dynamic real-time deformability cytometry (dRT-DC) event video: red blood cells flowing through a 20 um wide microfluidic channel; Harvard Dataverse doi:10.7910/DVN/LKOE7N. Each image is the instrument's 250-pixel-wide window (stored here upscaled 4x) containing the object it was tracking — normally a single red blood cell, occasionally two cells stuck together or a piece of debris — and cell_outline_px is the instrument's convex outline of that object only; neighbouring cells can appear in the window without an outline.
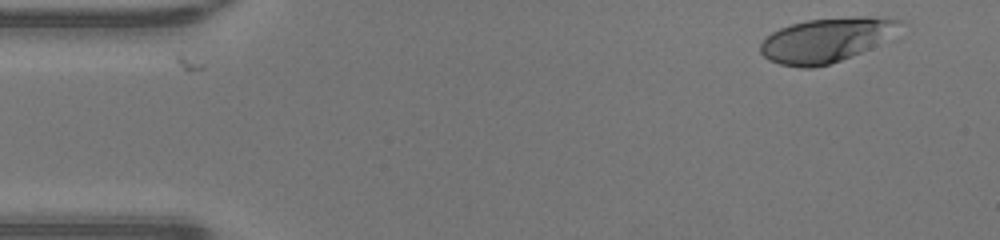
{"species": "human", "species_latin": "Homo sapiens", "temperature_condition": "warm", "stored_images_in_passage": 2, "camera_frame_rate_fps": 3000, "um_per_image_px": 0.085, "donor": {"sex": "male"}, "frame": {"image": 1, "passage_image": 1, "time_ms": 0.0, "image_size_px": [1000, 240], "cell_outline_px": [[908, 24], [868, 48], [860, 52], [840, 60], [828, 64], [812, 68], [800, 68], [780, 64], [768, 60], [760, 52], [760, 44], [772, 32], [780, 28], [792, 24], [808, 20], [856, 16], [884, 16], [904, 20]], "centroid_in_image_um": [70.26, 3.38], "position_along_channel_um": 14.7, "area_um2": 35.89}}